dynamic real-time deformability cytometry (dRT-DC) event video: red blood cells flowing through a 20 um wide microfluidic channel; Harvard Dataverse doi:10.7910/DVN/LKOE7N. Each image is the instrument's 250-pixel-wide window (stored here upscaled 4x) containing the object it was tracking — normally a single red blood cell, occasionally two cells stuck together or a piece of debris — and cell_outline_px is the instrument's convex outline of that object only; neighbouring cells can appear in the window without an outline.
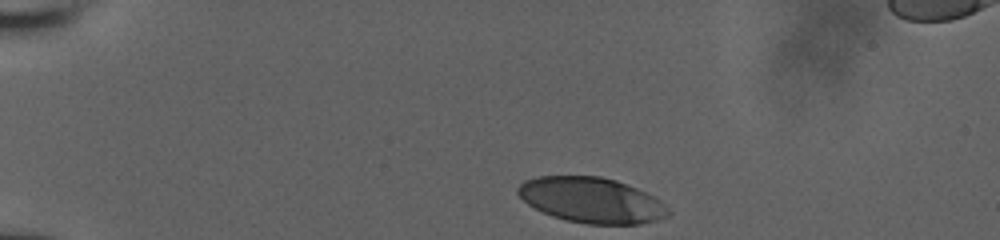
{"species": "human", "species_latin": "Homo sapiens", "temperature_condition": "room temperature", "stored_images_in_passage": 15, "camera_frame_rate_fps": 3000, "um_per_image_px": 0.085, "donor": {"sex": "male"}, "frame": {"image": 1, "passage_image": 1, "time_ms": 0.0, "image_size_px": [1000, 240], "cell_outline_px": [[672, 212], [668, 216], [656, 220], [640, 224], [588, 224], [564, 220], [552, 216], [528, 204], [516, 192], [516, 188], [524, 180], [536, 176], [600, 176], [616, 180], [636, 188], [660, 200]], "centroid_in_image_um": [50.27, 17.01], "position_along_channel_um": 34.7, "area_um2": 39.77}}
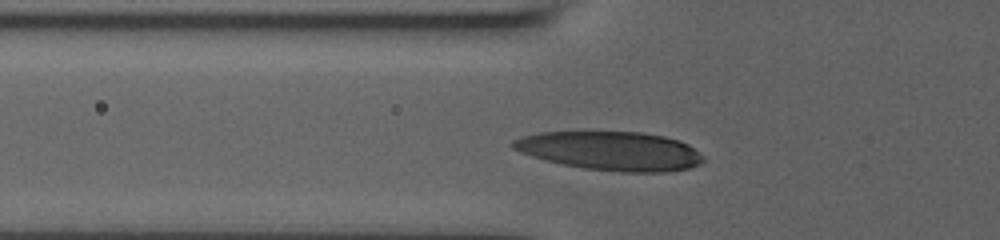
{"frame": {"image": 2, "passage_image": 9, "time_ms": 3.0, "image_size_px": [1000, 240], "cell_outline_px": [[704, 160], [700, 164], [688, 168], [664, 172], [620, 172], [584, 168], [544, 160], [520, 152], [512, 148], [508, 144], [512, 140], [524, 136], [540, 132], [640, 132], [664, 136], [680, 140], [688, 144], [704, 156]], "centroid_in_image_um": [51.9, 12.82], "position_along_channel_um": 73.9, "area_um2": 43.12}}
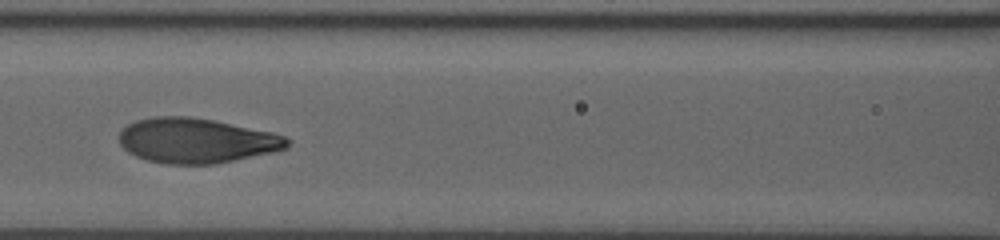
{"frame": {"image": 3, "passage_image": 13, "time_ms": 5.0, "image_size_px": [1000, 240], "cell_outline_px": [[288, 148], [272, 152], [216, 164], [164, 164], [148, 160], [136, 156], [128, 152], [120, 144], [120, 132], [128, 124], [136, 120], [156, 116], [188, 116], [212, 120], [272, 132], [284, 136], [288, 140]], "centroid_in_image_um": [16.67, 11.95], "position_along_channel_um": 149.9, "area_um2": 43.75}}